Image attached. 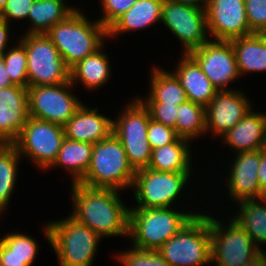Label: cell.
Returning a JSON list of instances; mask_svg holds the SVG:
<instances>
[{"mask_svg": "<svg viewBox=\"0 0 266 266\" xmlns=\"http://www.w3.org/2000/svg\"><path fill=\"white\" fill-rule=\"evenodd\" d=\"M70 189L73 206L69 215L73 219L101 238L128 236L130 206L122 202V191L89 188L79 183H72Z\"/></svg>", "mask_w": 266, "mask_h": 266, "instance_id": "obj_1", "label": "cell"}, {"mask_svg": "<svg viewBox=\"0 0 266 266\" xmlns=\"http://www.w3.org/2000/svg\"><path fill=\"white\" fill-rule=\"evenodd\" d=\"M45 34L58 49L69 69L86 56L94 54L106 44L108 38L107 29L100 21H90L78 8L65 20L52 26Z\"/></svg>", "mask_w": 266, "mask_h": 266, "instance_id": "obj_2", "label": "cell"}, {"mask_svg": "<svg viewBox=\"0 0 266 266\" xmlns=\"http://www.w3.org/2000/svg\"><path fill=\"white\" fill-rule=\"evenodd\" d=\"M177 208H130L128 237L132 247L157 251L194 216L200 214V211L193 209L185 212L183 207L182 211Z\"/></svg>", "mask_w": 266, "mask_h": 266, "instance_id": "obj_3", "label": "cell"}, {"mask_svg": "<svg viewBox=\"0 0 266 266\" xmlns=\"http://www.w3.org/2000/svg\"><path fill=\"white\" fill-rule=\"evenodd\" d=\"M46 240L52 246L59 266H92L102 238L70 215L45 224Z\"/></svg>", "mask_w": 266, "mask_h": 266, "instance_id": "obj_4", "label": "cell"}, {"mask_svg": "<svg viewBox=\"0 0 266 266\" xmlns=\"http://www.w3.org/2000/svg\"><path fill=\"white\" fill-rule=\"evenodd\" d=\"M135 174L122 143L112 134L93 144L90 166L78 183L89 188L122 191L131 189Z\"/></svg>", "mask_w": 266, "mask_h": 266, "instance_id": "obj_5", "label": "cell"}, {"mask_svg": "<svg viewBox=\"0 0 266 266\" xmlns=\"http://www.w3.org/2000/svg\"><path fill=\"white\" fill-rule=\"evenodd\" d=\"M157 251L170 266H210L209 214L201 211Z\"/></svg>", "mask_w": 266, "mask_h": 266, "instance_id": "obj_6", "label": "cell"}, {"mask_svg": "<svg viewBox=\"0 0 266 266\" xmlns=\"http://www.w3.org/2000/svg\"><path fill=\"white\" fill-rule=\"evenodd\" d=\"M123 109L113 120V134L122 143L135 171L148 168L152 153L147 135L149 111L137 97Z\"/></svg>", "mask_w": 266, "mask_h": 266, "instance_id": "obj_7", "label": "cell"}, {"mask_svg": "<svg viewBox=\"0 0 266 266\" xmlns=\"http://www.w3.org/2000/svg\"><path fill=\"white\" fill-rule=\"evenodd\" d=\"M230 219L227 224L223 219L209 216L212 265L244 266L261 252L245 230L232 217Z\"/></svg>", "mask_w": 266, "mask_h": 266, "instance_id": "obj_8", "label": "cell"}, {"mask_svg": "<svg viewBox=\"0 0 266 266\" xmlns=\"http://www.w3.org/2000/svg\"><path fill=\"white\" fill-rule=\"evenodd\" d=\"M27 54L29 86L58 85L70 81V69L46 34H22Z\"/></svg>", "mask_w": 266, "mask_h": 266, "instance_id": "obj_9", "label": "cell"}, {"mask_svg": "<svg viewBox=\"0 0 266 266\" xmlns=\"http://www.w3.org/2000/svg\"><path fill=\"white\" fill-rule=\"evenodd\" d=\"M191 172H160L149 168L136 171L131 189L134 190L135 207L164 208L175 207L191 179Z\"/></svg>", "mask_w": 266, "mask_h": 266, "instance_id": "obj_10", "label": "cell"}, {"mask_svg": "<svg viewBox=\"0 0 266 266\" xmlns=\"http://www.w3.org/2000/svg\"><path fill=\"white\" fill-rule=\"evenodd\" d=\"M64 138V126L29 116L13 145L21 157L47 171L56 161Z\"/></svg>", "mask_w": 266, "mask_h": 266, "instance_id": "obj_11", "label": "cell"}, {"mask_svg": "<svg viewBox=\"0 0 266 266\" xmlns=\"http://www.w3.org/2000/svg\"><path fill=\"white\" fill-rule=\"evenodd\" d=\"M71 81L58 85L29 86L28 113L30 117L64 126L83 104L73 94Z\"/></svg>", "mask_w": 266, "mask_h": 266, "instance_id": "obj_12", "label": "cell"}, {"mask_svg": "<svg viewBox=\"0 0 266 266\" xmlns=\"http://www.w3.org/2000/svg\"><path fill=\"white\" fill-rule=\"evenodd\" d=\"M161 13V24L181 41L182 54H189L210 40L205 9L163 0Z\"/></svg>", "mask_w": 266, "mask_h": 266, "instance_id": "obj_13", "label": "cell"}, {"mask_svg": "<svg viewBox=\"0 0 266 266\" xmlns=\"http://www.w3.org/2000/svg\"><path fill=\"white\" fill-rule=\"evenodd\" d=\"M189 55L198 63L218 91L235 90L229 84L240 78L230 41L209 40Z\"/></svg>", "mask_w": 266, "mask_h": 266, "instance_id": "obj_14", "label": "cell"}, {"mask_svg": "<svg viewBox=\"0 0 266 266\" xmlns=\"http://www.w3.org/2000/svg\"><path fill=\"white\" fill-rule=\"evenodd\" d=\"M207 30L213 40L231 41L253 34L244 0H209L206 8Z\"/></svg>", "mask_w": 266, "mask_h": 266, "instance_id": "obj_15", "label": "cell"}, {"mask_svg": "<svg viewBox=\"0 0 266 266\" xmlns=\"http://www.w3.org/2000/svg\"><path fill=\"white\" fill-rule=\"evenodd\" d=\"M247 95L241 90L217 91L205 107L206 133L222 137L233 128L252 106Z\"/></svg>", "mask_w": 266, "mask_h": 266, "instance_id": "obj_16", "label": "cell"}, {"mask_svg": "<svg viewBox=\"0 0 266 266\" xmlns=\"http://www.w3.org/2000/svg\"><path fill=\"white\" fill-rule=\"evenodd\" d=\"M235 159L228 166L229 173L226 175L227 193L232 202H242L248 199H259L261 187L258 180L260 165V150L235 152ZM231 169V170H230Z\"/></svg>", "mask_w": 266, "mask_h": 266, "instance_id": "obj_17", "label": "cell"}, {"mask_svg": "<svg viewBox=\"0 0 266 266\" xmlns=\"http://www.w3.org/2000/svg\"><path fill=\"white\" fill-rule=\"evenodd\" d=\"M29 117L27 88L0 89V144H13Z\"/></svg>", "mask_w": 266, "mask_h": 266, "instance_id": "obj_18", "label": "cell"}, {"mask_svg": "<svg viewBox=\"0 0 266 266\" xmlns=\"http://www.w3.org/2000/svg\"><path fill=\"white\" fill-rule=\"evenodd\" d=\"M98 111L83 103L64 125L65 137L90 144L109 138L113 134V120Z\"/></svg>", "mask_w": 266, "mask_h": 266, "instance_id": "obj_19", "label": "cell"}, {"mask_svg": "<svg viewBox=\"0 0 266 266\" xmlns=\"http://www.w3.org/2000/svg\"><path fill=\"white\" fill-rule=\"evenodd\" d=\"M221 140L237 153L265 149L266 113L251 109Z\"/></svg>", "mask_w": 266, "mask_h": 266, "instance_id": "obj_20", "label": "cell"}, {"mask_svg": "<svg viewBox=\"0 0 266 266\" xmlns=\"http://www.w3.org/2000/svg\"><path fill=\"white\" fill-rule=\"evenodd\" d=\"M181 55L178 66H175L172 72L179 79L186 92L187 99L206 107L218 90L189 54Z\"/></svg>", "mask_w": 266, "mask_h": 266, "instance_id": "obj_21", "label": "cell"}, {"mask_svg": "<svg viewBox=\"0 0 266 266\" xmlns=\"http://www.w3.org/2000/svg\"><path fill=\"white\" fill-rule=\"evenodd\" d=\"M162 4L163 0H137L107 29L108 39L161 23Z\"/></svg>", "mask_w": 266, "mask_h": 266, "instance_id": "obj_22", "label": "cell"}, {"mask_svg": "<svg viewBox=\"0 0 266 266\" xmlns=\"http://www.w3.org/2000/svg\"><path fill=\"white\" fill-rule=\"evenodd\" d=\"M104 46L105 44L70 69V81L73 86L76 87L80 82L85 89L93 91L108 83L112 76V70L109 56L103 52Z\"/></svg>", "mask_w": 266, "mask_h": 266, "instance_id": "obj_23", "label": "cell"}, {"mask_svg": "<svg viewBox=\"0 0 266 266\" xmlns=\"http://www.w3.org/2000/svg\"><path fill=\"white\" fill-rule=\"evenodd\" d=\"M240 77L247 73L266 72V37L253 33L230 41Z\"/></svg>", "mask_w": 266, "mask_h": 266, "instance_id": "obj_24", "label": "cell"}, {"mask_svg": "<svg viewBox=\"0 0 266 266\" xmlns=\"http://www.w3.org/2000/svg\"><path fill=\"white\" fill-rule=\"evenodd\" d=\"M191 143L178 137L171 144L152 149L148 168L160 172H193Z\"/></svg>", "mask_w": 266, "mask_h": 266, "instance_id": "obj_25", "label": "cell"}, {"mask_svg": "<svg viewBox=\"0 0 266 266\" xmlns=\"http://www.w3.org/2000/svg\"><path fill=\"white\" fill-rule=\"evenodd\" d=\"M150 89L147 98L138 97L142 103H166L180 105L187 101L186 92L177 76L163 67L154 66L150 71Z\"/></svg>", "mask_w": 266, "mask_h": 266, "instance_id": "obj_26", "label": "cell"}, {"mask_svg": "<svg viewBox=\"0 0 266 266\" xmlns=\"http://www.w3.org/2000/svg\"><path fill=\"white\" fill-rule=\"evenodd\" d=\"M93 144L64 138L56 161L50 167H61L71 174V184L78 183L86 174L92 158Z\"/></svg>", "mask_w": 266, "mask_h": 266, "instance_id": "obj_27", "label": "cell"}, {"mask_svg": "<svg viewBox=\"0 0 266 266\" xmlns=\"http://www.w3.org/2000/svg\"><path fill=\"white\" fill-rule=\"evenodd\" d=\"M38 242L20 232L7 233L0 238L1 266H31L38 254Z\"/></svg>", "mask_w": 266, "mask_h": 266, "instance_id": "obj_28", "label": "cell"}, {"mask_svg": "<svg viewBox=\"0 0 266 266\" xmlns=\"http://www.w3.org/2000/svg\"><path fill=\"white\" fill-rule=\"evenodd\" d=\"M77 8L66 0H35L28 15L29 26L25 34H45L52 26L65 20Z\"/></svg>", "mask_w": 266, "mask_h": 266, "instance_id": "obj_29", "label": "cell"}, {"mask_svg": "<svg viewBox=\"0 0 266 266\" xmlns=\"http://www.w3.org/2000/svg\"><path fill=\"white\" fill-rule=\"evenodd\" d=\"M237 205L239 211H235L236 214L232 218L261 249V245L266 244V202L261 199H248Z\"/></svg>", "mask_w": 266, "mask_h": 266, "instance_id": "obj_30", "label": "cell"}, {"mask_svg": "<svg viewBox=\"0 0 266 266\" xmlns=\"http://www.w3.org/2000/svg\"><path fill=\"white\" fill-rule=\"evenodd\" d=\"M21 157L13 144H0V216L12 199Z\"/></svg>", "mask_w": 266, "mask_h": 266, "instance_id": "obj_31", "label": "cell"}, {"mask_svg": "<svg viewBox=\"0 0 266 266\" xmlns=\"http://www.w3.org/2000/svg\"><path fill=\"white\" fill-rule=\"evenodd\" d=\"M174 130L178 137L196 140L206 134L205 106L190 100L179 105ZM196 138V139H195Z\"/></svg>", "mask_w": 266, "mask_h": 266, "instance_id": "obj_32", "label": "cell"}, {"mask_svg": "<svg viewBox=\"0 0 266 266\" xmlns=\"http://www.w3.org/2000/svg\"><path fill=\"white\" fill-rule=\"evenodd\" d=\"M17 45L7 49L3 55V60L8 68L10 79L14 85L24 88L29 87L27 77V54L25 45L20 41H16Z\"/></svg>", "mask_w": 266, "mask_h": 266, "instance_id": "obj_33", "label": "cell"}, {"mask_svg": "<svg viewBox=\"0 0 266 266\" xmlns=\"http://www.w3.org/2000/svg\"><path fill=\"white\" fill-rule=\"evenodd\" d=\"M115 256L122 266H170L158 251L141 250L132 246L127 251H119Z\"/></svg>", "mask_w": 266, "mask_h": 266, "instance_id": "obj_34", "label": "cell"}, {"mask_svg": "<svg viewBox=\"0 0 266 266\" xmlns=\"http://www.w3.org/2000/svg\"><path fill=\"white\" fill-rule=\"evenodd\" d=\"M246 17L252 33L266 30V0H244Z\"/></svg>", "mask_w": 266, "mask_h": 266, "instance_id": "obj_35", "label": "cell"}, {"mask_svg": "<svg viewBox=\"0 0 266 266\" xmlns=\"http://www.w3.org/2000/svg\"><path fill=\"white\" fill-rule=\"evenodd\" d=\"M102 5V17L98 18L100 23L108 29L120 16L128 11V9L137 0H100Z\"/></svg>", "mask_w": 266, "mask_h": 266, "instance_id": "obj_36", "label": "cell"}, {"mask_svg": "<svg viewBox=\"0 0 266 266\" xmlns=\"http://www.w3.org/2000/svg\"><path fill=\"white\" fill-rule=\"evenodd\" d=\"M148 141L152 149L173 143L177 138L174 128L150 118L148 123Z\"/></svg>", "mask_w": 266, "mask_h": 266, "instance_id": "obj_37", "label": "cell"}, {"mask_svg": "<svg viewBox=\"0 0 266 266\" xmlns=\"http://www.w3.org/2000/svg\"><path fill=\"white\" fill-rule=\"evenodd\" d=\"M148 109L150 118L166 126L175 127L179 105L166 103H143Z\"/></svg>", "mask_w": 266, "mask_h": 266, "instance_id": "obj_38", "label": "cell"}, {"mask_svg": "<svg viewBox=\"0 0 266 266\" xmlns=\"http://www.w3.org/2000/svg\"><path fill=\"white\" fill-rule=\"evenodd\" d=\"M35 0H8L6 6L0 12V18L7 21L27 20L30 9Z\"/></svg>", "mask_w": 266, "mask_h": 266, "instance_id": "obj_39", "label": "cell"}, {"mask_svg": "<svg viewBox=\"0 0 266 266\" xmlns=\"http://www.w3.org/2000/svg\"><path fill=\"white\" fill-rule=\"evenodd\" d=\"M10 24L4 19L0 18V59L8 49V40L10 38Z\"/></svg>", "mask_w": 266, "mask_h": 266, "instance_id": "obj_40", "label": "cell"}, {"mask_svg": "<svg viewBox=\"0 0 266 266\" xmlns=\"http://www.w3.org/2000/svg\"><path fill=\"white\" fill-rule=\"evenodd\" d=\"M261 189L266 186V148L260 150V165L257 172Z\"/></svg>", "mask_w": 266, "mask_h": 266, "instance_id": "obj_41", "label": "cell"}, {"mask_svg": "<svg viewBox=\"0 0 266 266\" xmlns=\"http://www.w3.org/2000/svg\"><path fill=\"white\" fill-rule=\"evenodd\" d=\"M10 79V75L8 72V68H6V64L3 60V58L0 59V89L7 88L10 86H13Z\"/></svg>", "mask_w": 266, "mask_h": 266, "instance_id": "obj_42", "label": "cell"}, {"mask_svg": "<svg viewBox=\"0 0 266 266\" xmlns=\"http://www.w3.org/2000/svg\"><path fill=\"white\" fill-rule=\"evenodd\" d=\"M172 2H177V3H181L184 5H189V6H193V7H197L200 9H205L207 2L209 0H169Z\"/></svg>", "mask_w": 266, "mask_h": 266, "instance_id": "obj_43", "label": "cell"}, {"mask_svg": "<svg viewBox=\"0 0 266 266\" xmlns=\"http://www.w3.org/2000/svg\"><path fill=\"white\" fill-rule=\"evenodd\" d=\"M244 266H265L263 261V255L259 253L257 256L247 262Z\"/></svg>", "mask_w": 266, "mask_h": 266, "instance_id": "obj_44", "label": "cell"}, {"mask_svg": "<svg viewBox=\"0 0 266 266\" xmlns=\"http://www.w3.org/2000/svg\"><path fill=\"white\" fill-rule=\"evenodd\" d=\"M259 199H261V200L266 202V186L262 188V191H261Z\"/></svg>", "mask_w": 266, "mask_h": 266, "instance_id": "obj_45", "label": "cell"}, {"mask_svg": "<svg viewBox=\"0 0 266 266\" xmlns=\"http://www.w3.org/2000/svg\"><path fill=\"white\" fill-rule=\"evenodd\" d=\"M8 0H0V12L3 10V8L6 6Z\"/></svg>", "mask_w": 266, "mask_h": 266, "instance_id": "obj_46", "label": "cell"}, {"mask_svg": "<svg viewBox=\"0 0 266 266\" xmlns=\"http://www.w3.org/2000/svg\"><path fill=\"white\" fill-rule=\"evenodd\" d=\"M260 253L263 255V261H264V264L266 266V250L264 251V248L263 249L261 248V252Z\"/></svg>", "mask_w": 266, "mask_h": 266, "instance_id": "obj_47", "label": "cell"}, {"mask_svg": "<svg viewBox=\"0 0 266 266\" xmlns=\"http://www.w3.org/2000/svg\"><path fill=\"white\" fill-rule=\"evenodd\" d=\"M262 34L266 37V30Z\"/></svg>", "mask_w": 266, "mask_h": 266, "instance_id": "obj_48", "label": "cell"}]
</instances>
